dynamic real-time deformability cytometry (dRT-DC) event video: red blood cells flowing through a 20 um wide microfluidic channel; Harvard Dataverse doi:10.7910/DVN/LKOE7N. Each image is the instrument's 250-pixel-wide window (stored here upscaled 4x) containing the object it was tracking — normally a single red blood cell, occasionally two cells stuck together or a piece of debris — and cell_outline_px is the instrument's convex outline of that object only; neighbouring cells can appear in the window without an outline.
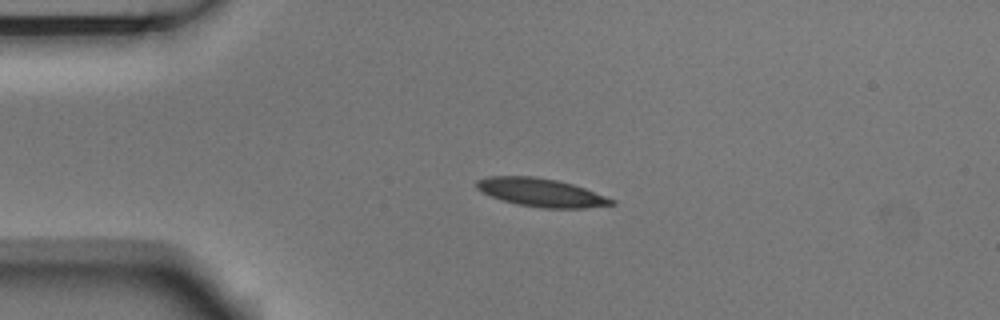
{"species": "Egyptian fruit bat (a non-hibernating species)", "species_latin": "Rousettus aegyptiacus", "temperature_condition": "room temperature", "stored_images_in_passage": 43, "camera_frame_rate_fps": 3000, "um_per_image_px": 0.085, "animal": {"sex": "male"}, "frame": {"image": 1, "passage_image": 1, "time_ms": 0.0, "image_size_px": [1000, 320], "cell_outline_px": [[616, 204], [584, 208], [540, 208], [516, 204], [500, 200], [476, 188], [476, 180], [488, 176], [532, 176], [556, 180], [572, 184], [584, 188], [616, 200]], "centroid_in_image_um": [45.99, 16.37], "position_along_channel_um": 39.0, "area_um2": 22.2}}
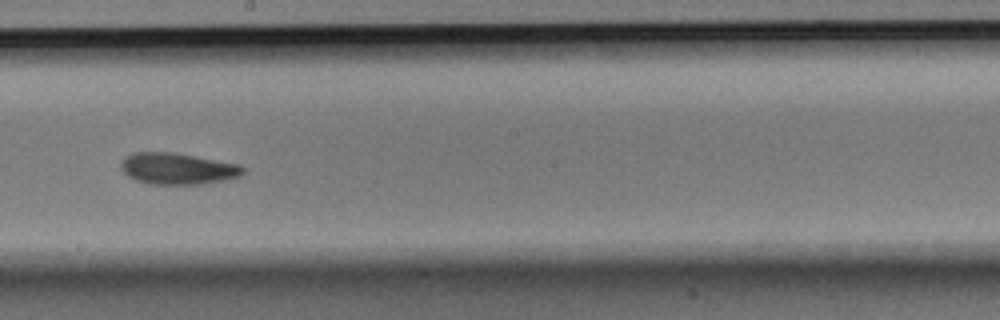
{"frame": {"image": 2, "passage_image": 19, "time_ms": 6.0, "image_size_px": [1000, 320], "cell_outline_px": [[244, 172], [240, 176], [224, 180], [200, 184], [148, 184], [136, 180], [128, 176], [120, 168], [120, 160], [124, 156], [132, 152], [172, 152], [240, 164], [244, 168]], "centroid_in_image_um": [15.05, 14.33], "position_along_channel_um": 233.1, "area_um2": 22.48}}
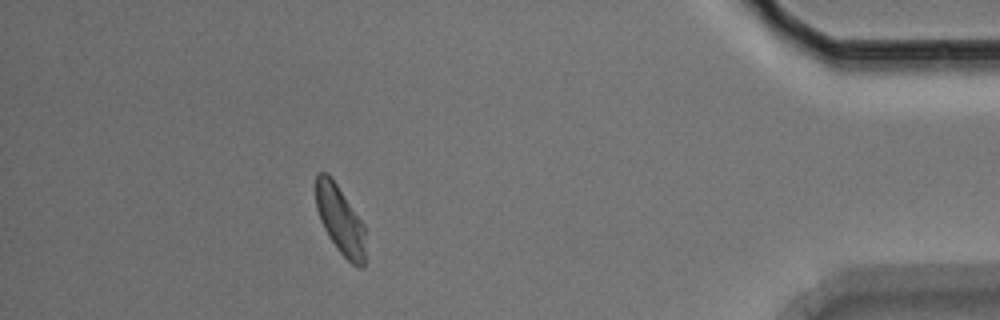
{"frame": {"image": 3, "passage_image": 37, "time_ms": 12.0, "image_size_px": [1000, 320], "cell_outline_px": [[364, 268], [360, 268], [352, 264], [336, 248], [328, 236], [320, 220], [316, 208], [316, 172], [328, 172], [364, 224]], "centroid_in_image_um": [28.89, 18.68], "position_along_channel_um": 406.3, "area_um2": 19.65}, "authors_computed_cell_mechanics": {"area_um2": 21.6172, "velocity_mm_per_s": 3.7046, "shape_relaxation_time_tau1_ms": 4.131, "shape_relaxation_time_tau2_ms": 4.17, "deformation_change_tau1": 0.1204, "deformation_change_tau2": 0.0988}}